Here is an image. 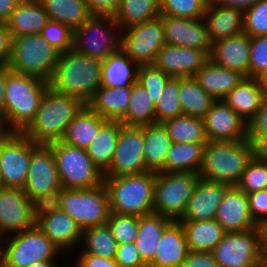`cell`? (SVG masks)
Instances as JSON below:
<instances>
[{
	"mask_svg": "<svg viewBox=\"0 0 267 267\" xmlns=\"http://www.w3.org/2000/svg\"><path fill=\"white\" fill-rule=\"evenodd\" d=\"M102 62L74 49L61 53L48 81L49 87L86 105L102 85Z\"/></svg>",
	"mask_w": 267,
	"mask_h": 267,
	"instance_id": "cell-1",
	"label": "cell"
},
{
	"mask_svg": "<svg viewBox=\"0 0 267 267\" xmlns=\"http://www.w3.org/2000/svg\"><path fill=\"white\" fill-rule=\"evenodd\" d=\"M48 81L8 68L5 80L4 132L22 133L33 121Z\"/></svg>",
	"mask_w": 267,
	"mask_h": 267,
	"instance_id": "cell-2",
	"label": "cell"
},
{
	"mask_svg": "<svg viewBox=\"0 0 267 267\" xmlns=\"http://www.w3.org/2000/svg\"><path fill=\"white\" fill-rule=\"evenodd\" d=\"M84 105L79 99L48 87L33 121L22 133L37 144L61 141L68 125Z\"/></svg>",
	"mask_w": 267,
	"mask_h": 267,
	"instance_id": "cell-3",
	"label": "cell"
},
{
	"mask_svg": "<svg viewBox=\"0 0 267 267\" xmlns=\"http://www.w3.org/2000/svg\"><path fill=\"white\" fill-rule=\"evenodd\" d=\"M253 158V146L248 140L208 141L198 172L201 179L224 182L235 186L249 161Z\"/></svg>",
	"mask_w": 267,
	"mask_h": 267,
	"instance_id": "cell-4",
	"label": "cell"
},
{
	"mask_svg": "<svg viewBox=\"0 0 267 267\" xmlns=\"http://www.w3.org/2000/svg\"><path fill=\"white\" fill-rule=\"evenodd\" d=\"M156 172L104 178L110 211L113 213L143 216L153 211V194Z\"/></svg>",
	"mask_w": 267,
	"mask_h": 267,
	"instance_id": "cell-5",
	"label": "cell"
},
{
	"mask_svg": "<svg viewBox=\"0 0 267 267\" xmlns=\"http://www.w3.org/2000/svg\"><path fill=\"white\" fill-rule=\"evenodd\" d=\"M3 240L5 242L1 245L0 267H29L36 262L57 260V255L63 253L37 225L8 235Z\"/></svg>",
	"mask_w": 267,
	"mask_h": 267,
	"instance_id": "cell-6",
	"label": "cell"
},
{
	"mask_svg": "<svg viewBox=\"0 0 267 267\" xmlns=\"http://www.w3.org/2000/svg\"><path fill=\"white\" fill-rule=\"evenodd\" d=\"M60 53L40 34L12 37L8 68L16 73L36 76L49 81Z\"/></svg>",
	"mask_w": 267,
	"mask_h": 267,
	"instance_id": "cell-7",
	"label": "cell"
},
{
	"mask_svg": "<svg viewBox=\"0 0 267 267\" xmlns=\"http://www.w3.org/2000/svg\"><path fill=\"white\" fill-rule=\"evenodd\" d=\"M211 254L220 267H266L263 227L225 233Z\"/></svg>",
	"mask_w": 267,
	"mask_h": 267,
	"instance_id": "cell-8",
	"label": "cell"
},
{
	"mask_svg": "<svg viewBox=\"0 0 267 267\" xmlns=\"http://www.w3.org/2000/svg\"><path fill=\"white\" fill-rule=\"evenodd\" d=\"M121 48V29L114 15L92 14L73 30V49L91 58L104 61Z\"/></svg>",
	"mask_w": 267,
	"mask_h": 267,
	"instance_id": "cell-9",
	"label": "cell"
},
{
	"mask_svg": "<svg viewBox=\"0 0 267 267\" xmlns=\"http://www.w3.org/2000/svg\"><path fill=\"white\" fill-rule=\"evenodd\" d=\"M199 178L195 172H156L153 211L179 221Z\"/></svg>",
	"mask_w": 267,
	"mask_h": 267,
	"instance_id": "cell-10",
	"label": "cell"
},
{
	"mask_svg": "<svg viewBox=\"0 0 267 267\" xmlns=\"http://www.w3.org/2000/svg\"><path fill=\"white\" fill-rule=\"evenodd\" d=\"M52 147L61 185L64 188L91 189L104 183V174L94 165L85 149L62 141Z\"/></svg>",
	"mask_w": 267,
	"mask_h": 267,
	"instance_id": "cell-11",
	"label": "cell"
},
{
	"mask_svg": "<svg viewBox=\"0 0 267 267\" xmlns=\"http://www.w3.org/2000/svg\"><path fill=\"white\" fill-rule=\"evenodd\" d=\"M60 209L82 230L106 224L111 213L108 193L103 184L91 189L64 188Z\"/></svg>",
	"mask_w": 267,
	"mask_h": 267,
	"instance_id": "cell-12",
	"label": "cell"
},
{
	"mask_svg": "<svg viewBox=\"0 0 267 267\" xmlns=\"http://www.w3.org/2000/svg\"><path fill=\"white\" fill-rule=\"evenodd\" d=\"M37 145L20 132L0 133V184L3 188H24L31 153Z\"/></svg>",
	"mask_w": 267,
	"mask_h": 267,
	"instance_id": "cell-13",
	"label": "cell"
},
{
	"mask_svg": "<svg viewBox=\"0 0 267 267\" xmlns=\"http://www.w3.org/2000/svg\"><path fill=\"white\" fill-rule=\"evenodd\" d=\"M164 45L162 15L121 30V49L138 66L154 65Z\"/></svg>",
	"mask_w": 267,
	"mask_h": 267,
	"instance_id": "cell-14",
	"label": "cell"
},
{
	"mask_svg": "<svg viewBox=\"0 0 267 267\" xmlns=\"http://www.w3.org/2000/svg\"><path fill=\"white\" fill-rule=\"evenodd\" d=\"M144 162L143 125H124L120 122L119 138L112 163L104 178L147 172Z\"/></svg>",
	"mask_w": 267,
	"mask_h": 267,
	"instance_id": "cell-15",
	"label": "cell"
},
{
	"mask_svg": "<svg viewBox=\"0 0 267 267\" xmlns=\"http://www.w3.org/2000/svg\"><path fill=\"white\" fill-rule=\"evenodd\" d=\"M36 225L32 200L23 189L0 188V234L4 237Z\"/></svg>",
	"mask_w": 267,
	"mask_h": 267,
	"instance_id": "cell-16",
	"label": "cell"
},
{
	"mask_svg": "<svg viewBox=\"0 0 267 267\" xmlns=\"http://www.w3.org/2000/svg\"><path fill=\"white\" fill-rule=\"evenodd\" d=\"M61 186L52 147L49 144H38L31 153L23 191L33 200L36 196Z\"/></svg>",
	"mask_w": 267,
	"mask_h": 267,
	"instance_id": "cell-17",
	"label": "cell"
},
{
	"mask_svg": "<svg viewBox=\"0 0 267 267\" xmlns=\"http://www.w3.org/2000/svg\"><path fill=\"white\" fill-rule=\"evenodd\" d=\"M164 40L167 45H177L203 50L208 56L211 42L203 19H187L162 15Z\"/></svg>",
	"mask_w": 267,
	"mask_h": 267,
	"instance_id": "cell-18",
	"label": "cell"
},
{
	"mask_svg": "<svg viewBox=\"0 0 267 267\" xmlns=\"http://www.w3.org/2000/svg\"><path fill=\"white\" fill-rule=\"evenodd\" d=\"M209 141H240L247 139V124L223 100H216L203 117Z\"/></svg>",
	"mask_w": 267,
	"mask_h": 267,
	"instance_id": "cell-19",
	"label": "cell"
},
{
	"mask_svg": "<svg viewBox=\"0 0 267 267\" xmlns=\"http://www.w3.org/2000/svg\"><path fill=\"white\" fill-rule=\"evenodd\" d=\"M208 60L203 50L165 44L154 65L170 77H194Z\"/></svg>",
	"mask_w": 267,
	"mask_h": 267,
	"instance_id": "cell-20",
	"label": "cell"
},
{
	"mask_svg": "<svg viewBox=\"0 0 267 267\" xmlns=\"http://www.w3.org/2000/svg\"><path fill=\"white\" fill-rule=\"evenodd\" d=\"M231 187L224 182H211L199 178L189 199L187 209L179 221L215 219L225 193Z\"/></svg>",
	"mask_w": 267,
	"mask_h": 267,
	"instance_id": "cell-21",
	"label": "cell"
},
{
	"mask_svg": "<svg viewBox=\"0 0 267 267\" xmlns=\"http://www.w3.org/2000/svg\"><path fill=\"white\" fill-rule=\"evenodd\" d=\"M215 220L227 232H242L257 228L251 217L248 196L236 186H231L220 203Z\"/></svg>",
	"mask_w": 267,
	"mask_h": 267,
	"instance_id": "cell-22",
	"label": "cell"
},
{
	"mask_svg": "<svg viewBox=\"0 0 267 267\" xmlns=\"http://www.w3.org/2000/svg\"><path fill=\"white\" fill-rule=\"evenodd\" d=\"M250 37L245 33L219 39L211 44L209 59L216 65L249 77Z\"/></svg>",
	"mask_w": 267,
	"mask_h": 267,
	"instance_id": "cell-23",
	"label": "cell"
},
{
	"mask_svg": "<svg viewBox=\"0 0 267 267\" xmlns=\"http://www.w3.org/2000/svg\"><path fill=\"white\" fill-rule=\"evenodd\" d=\"M36 225L62 250L64 255L70 253L72 248L73 251L75 248L79 249L82 229L61 209L40 218Z\"/></svg>",
	"mask_w": 267,
	"mask_h": 267,
	"instance_id": "cell-24",
	"label": "cell"
},
{
	"mask_svg": "<svg viewBox=\"0 0 267 267\" xmlns=\"http://www.w3.org/2000/svg\"><path fill=\"white\" fill-rule=\"evenodd\" d=\"M189 252L180 221H172L163 231L153 261L148 267H181Z\"/></svg>",
	"mask_w": 267,
	"mask_h": 267,
	"instance_id": "cell-25",
	"label": "cell"
},
{
	"mask_svg": "<svg viewBox=\"0 0 267 267\" xmlns=\"http://www.w3.org/2000/svg\"><path fill=\"white\" fill-rule=\"evenodd\" d=\"M203 20L211 43L244 33V10L208 2Z\"/></svg>",
	"mask_w": 267,
	"mask_h": 267,
	"instance_id": "cell-26",
	"label": "cell"
},
{
	"mask_svg": "<svg viewBox=\"0 0 267 267\" xmlns=\"http://www.w3.org/2000/svg\"><path fill=\"white\" fill-rule=\"evenodd\" d=\"M267 91L259 78L244 79L223 99L246 123H248L261 107Z\"/></svg>",
	"mask_w": 267,
	"mask_h": 267,
	"instance_id": "cell-27",
	"label": "cell"
},
{
	"mask_svg": "<svg viewBox=\"0 0 267 267\" xmlns=\"http://www.w3.org/2000/svg\"><path fill=\"white\" fill-rule=\"evenodd\" d=\"M40 0H22L6 21L12 37L40 34L49 21Z\"/></svg>",
	"mask_w": 267,
	"mask_h": 267,
	"instance_id": "cell-28",
	"label": "cell"
},
{
	"mask_svg": "<svg viewBox=\"0 0 267 267\" xmlns=\"http://www.w3.org/2000/svg\"><path fill=\"white\" fill-rule=\"evenodd\" d=\"M194 78L215 100H223L244 79V76L216 65L209 59Z\"/></svg>",
	"mask_w": 267,
	"mask_h": 267,
	"instance_id": "cell-29",
	"label": "cell"
},
{
	"mask_svg": "<svg viewBox=\"0 0 267 267\" xmlns=\"http://www.w3.org/2000/svg\"><path fill=\"white\" fill-rule=\"evenodd\" d=\"M131 87L100 86L86 104L92 111L109 121H120L127 113Z\"/></svg>",
	"mask_w": 267,
	"mask_h": 267,
	"instance_id": "cell-30",
	"label": "cell"
},
{
	"mask_svg": "<svg viewBox=\"0 0 267 267\" xmlns=\"http://www.w3.org/2000/svg\"><path fill=\"white\" fill-rule=\"evenodd\" d=\"M107 121L87 105H84L68 125L61 141L67 145L86 150Z\"/></svg>",
	"mask_w": 267,
	"mask_h": 267,
	"instance_id": "cell-31",
	"label": "cell"
},
{
	"mask_svg": "<svg viewBox=\"0 0 267 267\" xmlns=\"http://www.w3.org/2000/svg\"><path fill=\"white\" fill-rule=\"evenodd\" d=\"M144 162L148 171L164 172L172 141L163 123L143 125Z\"/></svg>",
	"mask_w": 267,
	"mask_h": 267,
	"instance_id": "cell-32",
	"label": "cell"
},
{
	"mask_svg": "<svg viewBox=\"0 0 267 267\" xmlns=\"http://www.w3.org/2000/svg\"><path fill=\"white\" fill-rule=\"evenodd\" d=\"M168 217L152 212L139 217L136 247L142 261L148 266L154 259L157 244L162 238L164 229L172 222Z\"/></svg>",
	"mask_w": 267,
	"mask_h": 267,
	"instance_id": "cell-33",
	"label": "cell"
},
{
	"mask_svg": "<svg viewBox=\"0 0 267 267\" xmlns=\"http://www.w3.org/2000/svg\"><path fill=\"white\" fill-rule=\"evenodd\" d=\"M139 66L120 48L102 62V86L131 87L137 80Z\"/></svg>",
	"mask_w": 267,
	"mask_h": 267,
	"instance_id": "cell-34",
	"label": "cell"
},
{
	"mask_svg": "<svg viewBox=\"0 0 267 267\" xmlns=\"http://www.w3.org/2000/svg\"><path fill=\"white\" fill-rule=\"evenodd\" d=\"M180 222L185 231L189 251L211 252L226 233L215 219Z\"/></svg>",
	"mask_w": 267,
	"mask_h": 267,
	"instance_id": "cell-35",
	"label": "cell"
},
{
	"mask_svg": "<svg viewBox=\"0 0 267 267\" xmlns=\"http://www.w3.org/2000/svg\"><path fill=\"white\" fill-rule=\"evenodd\" d=\"M120 121H107L99 130L96 138L86 148L94 165L104 174L112 163L119 138Z\"/></svg>",
	"mask_w": 267,
	"mask_h": 267,
	"instance_id": "cell-36",
	"label": "cell"
},
{
	"mask_svg": "<svg viewBox=\"0 0 267 267\" xmlns=\"http://www.w3.org/2000/svg\"><path fill=\"white\" fill-rule=\"evenodd\" d=\"M179 101L184 115L203 118L216 101L194 77L180 78Z\"/></svg>",
	"mask_w": 267,
	"mask_h": 267,
	"instance_id": "cell-37",
	"label": "cell"
},
{
	"mask_svg": "<svg viewBox=\"0 0 267 267\" xmlns=\"http://www.w3.org/2000/svg\"><path fill=\"white\" fill-rule=\"evenodd\" d=\"M205 144L172 143L164 163V172L198 173L202 161Z\"/></svg>",
	"mask_w": 267,
	"mask_h": 267,
	"instance_id": "cell-38",
	"label": "cell"
},
{
	"mask_svg": "<svg viewBox=\"0 0 267 267\" xmlns=\"http://www.w3.org/2000/svg\"><path fill=\"white\" fill-rule=\"evenodd\" d=\"M49 19L68 25L72 30L80 27L91 15L85 0H40Z\"/></svg>",
	"mask_w": 267,
	"mask_h": 267,
	"instance_id": "cell-39",
	"label": "cell"
},
{
	"mask_svg": "<svg viewBox=\"0 0 267 267\" xmlns=\"http://www.w3.org/2000/svg\"><path fill=\"white\" fill-rule=\"evenodd\" d=\"M80 244L79 254H92L108 259L116 257L118 244L107 223L82 230Z\"/></svg>",
	"mask_w": 267,
	"mask_h": 267,
	"instance_id": "cell-40",
	"label": "cell"
},
{
	"mask_svg": "<svg viewBox=\"0 0 267 267\" xmlns=\"http://www.w3.org/2000/svg\"><path fill=\"white\" fill-rule=\"evenodd\" d=\"M163 124L172 143L206 144L209 141L203 118L182 114Z\"/></svg>",
	"mask_w": 267,
	"mask_h": 267,
	"instance_id": "cell-41",
	"label": "cell"
},
{
	"mask_svg": "<svg viewBox=\"0 0 267 267\" xmlns=\"http://www.w3.org/2000/svg\"><path fill=\"white\" fill-rule=\"evenodd\" d=\"M120 122L124 125L134 126L155 123V105L152 103L147 89L138 80L131 86L129 107Z\"/></svg>",
	"mask_w": 267,
	"mask_h": 267,
	"instance_id": "cell-42",
	"label": "cell"
},
{
	"mask_svg": "<svg viewBox=\"0 0 267 267\" xmlns=\"http://www.w3.org/2000/svg\"><path fill=\"white\" fill-rule=\"evenodd\" d=\"M160 0H121L114 18L120 29L141 24L159 16Z\"/></svg>",
	"mask_w": 267,
	"mask_h": 267,
	"instance_id": "cell-43",
	"label": "cell"
},
{
	"mask_svg": "<svg viewBox=\"0 0 267 267\" xmlns=\"http://www.w3.org/2000/svg\"><path fill=\"white\" fill-rule=\"evenodd\" d=\"M180 78L171 77L165 84L158 104L155 106V122L164 123L182 115L179 101Z\"/></svg>",
	"mask_w": 267,
	"mask_h": 267,
	"instance_id": "cell-44",
	"label": "cell"
},
{
	"mask_svg": "<svg viewBox=\"0 0 267 267\" xmlns=\"http://www.w3.org/2000/svg\"><path fill=\"white\" fill-rule=\"evenodd\" d=\"M210 0H160L159 15L203 19Z\"/></svg>",
	"mask_w": 267,
	"mask_h": 267,
	"instance_id": "cell-45",
	"label": "cell"
},
{
	"mask_svg": "<svg viewBox=\"0 0 267 267\" xmlns=\"http://www.w3.org/2000/svg\"><path fill=\"white\" fill-rule=\"evenodd\" d=\"M235 186L246 194L267 189V164L253 157Z\"/></svg>",
	"mask_w": 267,
	"mask_h": 267,
	"instance_id": "cell-46",
	"label": "cell"
},
{
	"mask_svg": "<svg viewBox=\"0 0 267 267\" xmlns=\"http://www.w3.org/2000/svg\"><path fill=\"white\" fill-rule=\"evenodd\" d=\"M107 224L117 244L135 242L139 228V217L111 212Z\"/></svg>",
	"mask_w": 267,
	"mask_h": 267,
	"instance_id": "cell-47",
	"label": "cell"
},
{
	"mask_svg": "<svg viewBox=\"0 0 267 267\" xmlns=\"http://www.w3.org/2000/svg\"><path fill=\"white\" fill-rule=\"evenodd\" d=\"M171 77L155 65H141L137 80L147 89L152 103L156 106L162 96L161 92Z\"/></svg>",
	"mask_w": 267,
	"mask_h": 267,
	"instance_id": "cell-48",
	"label": "cell"
},
{
	"mask_svg": "<svg viewBox=\"0 0 267 267\" xmlns=\"http://www.w3.org/2000/svg\"><path fill=\"white\" fill-rule=\"evenodd\" d=\"M40 35L60 54L73 49V30L59 21L49 20Z\"/></svg>",
	"mask_w": 267,
	"mask_h": 267,
	"instance_id": "cell-49",
	"label": "cell"
},
{
	"mask_svg": "<svg viewBox=\"0 0 267 267\" xmlns=\"http://www.w3.org/2000/svg\"><path fill=\"white\" fill-rule=\"evenodd\" d=\"M244 33L249 37L267 35V0L244 10Z\"/></svg>",
	"mask_w": 267,
	"mask_h": 267,
	"instance_id": "cell-50",
	"label": "cell"
},
{
	"mask_svg": "<svg viewBox=\"0 0 267 267\" xmlns=\"http://www.w3.org/2000/svg\"><path fill=\"white\" fill-rule=\"evenodd\" d=\"M249 77L260 78L267 70V35L250 37Z\"/></svg>",
	"mask_w": 267,
	"mask_h": 267,
	"instance_id": "cell-51",
	"label": "cell"
},
{
	"mask_svg": "<svg viewBox=\"0 0 267 267\" xmlns=\"http://www.w3.org/2000/svg\"><path fill=\"white\" fill-rule=\"evenodd\" d=\"M64 187L45 192L32 200L33 218L37 222L40 218L60 210L61 194Z\"/></svg>",
	"mask_w": 267,
	"mask_h": 267,
	"instance_id": "cell-52",
	"label": "cell"
},
{
	"mask_svg": "<svg viewBox=\"0 0 267 267\" xmlns=\"http://www.w3.org/2000/svg\"><path fill=\"white\" fill-rule=\"evenodd\" d=\"M249 210L254 222L264 227L267 224V189L247 194Z\"/></svg>",
	"mask_w": 267,
	"mask_h": 267,
	"instance_id": "cell-53",
	"label": "cell"
},
{
	"mask_svg": "<svg viewBox=\"0 0 267 267\" xmlns=\"http://www.w3.org/2000/svg\"><path fill=\"white\" fill-rule=\"evenodd\" d=\"M115 262L119 267H148L142 261L135 242L118 244Z\"/></svg>",
	"mask_w": 267,
	"mask_h": 267,
	"instance_id": "cell-54",
	"label": "cell"
},
{
	"mask_svg": "<svg viewBox=\"0 0 267 267\" xmlns=\"http://www.w3.org/2000/svg\"><path fill=\"white\" fill-rule=\"evenodd\" d=\"M267 137V95L261 107L247 124V139H262Z\"/></svg>",
	"mask_w": 267,
	"mask_h": 267,
	"instance_id": "cell-55",
	"label": "cell"
},
{
	"mask_svg": "<svg viewBox=\"0 0 267 267\" xmlns=\"http://www.w3.org/2000/svg\"><path fill=\"white\" fill-rule=\"evenodd\" d=\"M181 267H220L211 252L189 251Z\"/></svg>",
	"mask_w": 267,
	"mask_h": 267,
	"instance_id": "cell-56",
	"label": "cell"
},
{
	"mask_svg": "<svg viewBox=\"0 0 267 267\" xmlns=\"http://www.w3.org/2000/svg\"><path fill=\"white\" fill-rule=\"evenodd\" d=\"M78 258V259H77ZM74 267H119L115 259H108L92 254L77 255Z\"/></svg>",
	"mask_w": 267,
	"mask_h": 267,
	"instance_id": "cell-57",
	"label": "cell"
},
{
	"mask_svg": "<svg viewBox=\"0 0 267 267\" xmlns=\"http://www.w3.org/2000/svg\"><path fill=\"white\" fill-rule=\"evenodd\" d=\"M92 14L114 15L121 0H85Z\"/></svg>",
	"mask_w": 267,
	"mask_h": 267,
	"instance_id": "cell-58",
	"label": "cell"
},
{
	"mask_svg": "<svg viewBox=\"0 0 267 267\" xmlns=\"http://www.w3.org/2000/svg\"><path fill=\"white\" fill-rule=\"evenodd\" d=\"M12 36L5 23H0V64L8 65L11 57Z\"/></svg>",
	"mask_w": 267,
	"mask_h": 267,
	"instance_id": "cell-59",
	"label": "cell"
},
{
	"mask_svg": "<svg viewBox=\"0 0 267 267\" xmlns=\"http://www.w3.org/2000/svg\"><path fill=\"white\" fill-rule=\"evenodd\" d=\"M7 65L0 64V127L4 132L5 80Z\"/></svg>",
	"mask_w": 267,
	"mask_h": 267,
	"instance_id": "cell-60",
	"label": "cell"
},
{
	"mask_svg": "<svg viewBox=\"0 0 267 267\" xmlns=\"http://www.w3.org/2000/svg\"><path fill=\"white\" fill-rule=\"evenodd\" d=\"M253 146V157L267 164V137L262 139H248Z\"/></svg>",
	"mask_w": 267,
	"mask_h": 267,
	"instance_id": "cell-61",
	"label": "cell"
},
{
	"mask_svg": "<svg viewBox=\"0 0 267 267\" xmlns=\"http://www.w3.org/2000/svg\"><path fill=\"white\" fill-rule=\"evenodd\" d=\"M258 1L260 0H210L211 3L219 6L233 7L241 10H246Z\"/></svg>",
	"mask_w": 267,
	"mask_h": 267,
	"instance_id": "cell-62",
	"label": "cell"
},
{
	"mask_svg": "<svg viewBox=\"0 0 267 267\" xmlns=\"http://www.w3.org/2000/svg\"><path fill=\"white\" fill-rule=\"evenodd\" d=\"M22 0H0V23H6Z\"/></svg>",
	"mask_w": 267,
	"mask_h": 267,
	"instance_id": "cell-63",
	"label": "cell"
},
{
	"mask_svg": "<svg viewBox=\"0 0 267 267\" xmlns=\"http://www.w3.org/2000/svg\"><path fill=\"white\" fill-rule=\"evenodd\" d=\"M58 265L59 263L57 262V260H46V261L36 262L29 267H60Z\"/></svg>",
	"mask_w": 267,
	"mask_h": 267,
	"instance_id": "cell-64",
	"label": "cell"
},
{
	"mask_svg": "<svg viewBox=\"0 0 267 267\" xmlns=\"http://www.w3.org/2000/svg\"><path fill=\"white\" fill-rule=\"evenodd\" d=\"M259 79H260L261 85L267 91V70L262 74V76Z\"/></svg>",
	"mask_w": 267,
	"mask_h": 267,
	"instance_id": "cell-65",
	"label": "cell"
},
{
	"mask_svg": "<svg viewBox=\"0 0 267 267\" xmlns=\"http://www.w3.org/2000/svg\"><path fill=\"white\" fill-rule=\"evenodd\" d=\"M264 230V252L267 260V224L263 227Z\"/></svg>",
	"mask_w": 267,
	"mask_h": 267,
	"instance_id": "cell-66",
	"label": "cell"
},
{
	"mask_svg": "<svg viewBox=\"0 0 267 267\" xmlns=\"http://www.w3.org/2000/svg\"><path fill=\"white\" fill-rule=\"evenodd\" d=\"M3 238H4V236H2V235L0 234V244H1V245H2V243L4 242ZM0 251H1V246H0Z\"/></svg>",
	"mask_w": 267,
	"mask_h": 267,
	"instance_id": "cell-67",
	"label": "cell"
}]
</instances>
